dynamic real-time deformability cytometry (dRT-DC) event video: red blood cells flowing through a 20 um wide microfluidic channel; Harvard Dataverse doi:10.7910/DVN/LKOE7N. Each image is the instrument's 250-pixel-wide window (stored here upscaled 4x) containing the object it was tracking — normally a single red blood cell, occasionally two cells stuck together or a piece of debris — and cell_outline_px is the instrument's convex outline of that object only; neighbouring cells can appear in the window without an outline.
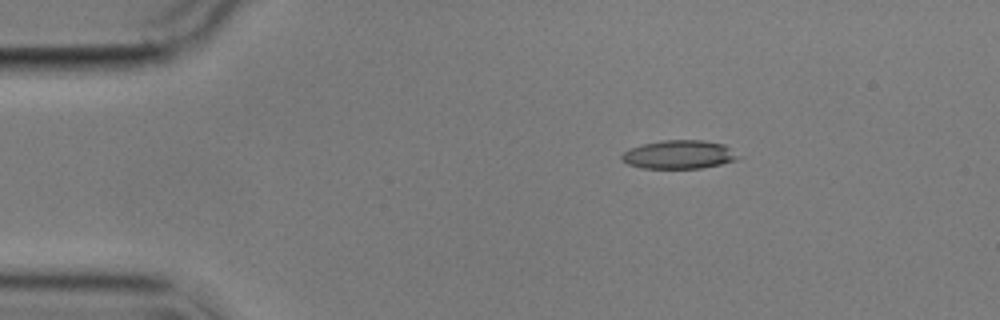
{"species": "common noctule bat (a hibernating species)", "species_latin": "Nyctalus noctula", "temperature_condition": "cold", "stored_images_in_passage": 3, "camera_frame_rate_fps": 3000, "um_per_image_px": 0.085, "animal": {"sex": "male", "body_mass_g": 17.9}, "frame": {"image": 1, "passage_image": 1, "time_ms": 0.0, "image_size_px": [1000, 320], "cell_outline_px": [[744, 156], [736, 160], [720, 164], [700, 168], [640, 168], [628, 164], [620, 160], [620, 156], [628, 148], [644, 144], [664, 140], [704, 140], [724, 144]], "centroid_in_image_um": [57.74, 13.13], "position_along_channel_um": 27.3, "area_um2": 19.59}}
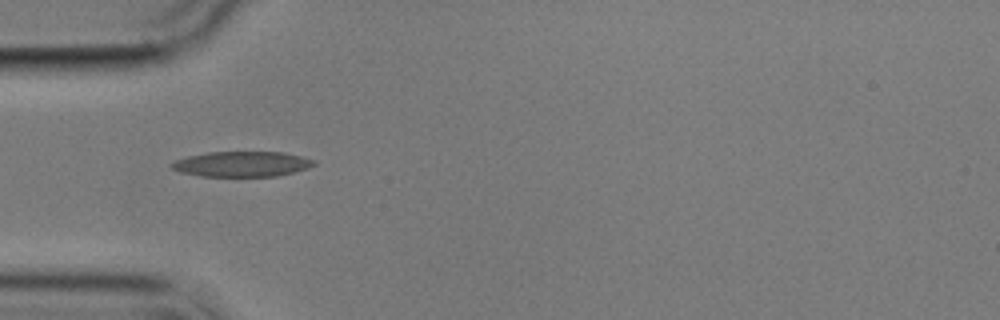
{"frame": {"image": 2, "passage_image": 3, "time_ms": 2.667, "image_size_px": [1000, 320], "cell_outline_px": [[316, 164], [308, 168], [276, 176], [204, 176], [180, 172], [172, 168], [172, 164], [176, 160], [188, 156], [208, 152], [284, 152], [316, 160]], "centroid_in_image_um": [20.6, 13.94], "position_along_channel_um": 64.4, "area_um2": 20.75}}